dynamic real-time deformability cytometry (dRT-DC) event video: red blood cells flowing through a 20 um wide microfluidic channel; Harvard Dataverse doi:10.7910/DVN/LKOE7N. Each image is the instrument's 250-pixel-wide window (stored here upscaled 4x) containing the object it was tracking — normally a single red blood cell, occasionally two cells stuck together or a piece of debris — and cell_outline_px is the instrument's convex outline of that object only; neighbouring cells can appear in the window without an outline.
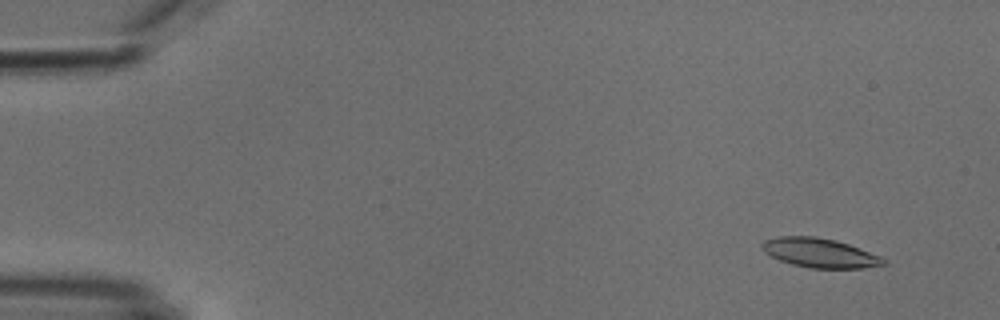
{"species": "common noctule bat (a hibernating species)", "species_latin": "Nyctalus noctula", "temperature_condition": "cold", "stored_images_in_passage": 55, "camera_frame_rate_fps": 3000, "um_per_image_px": 0.085, "animal": {"sex": "male", "body_mass_g": 18.8}, "frame": {"image": 1, "passage_image": 5, "time_ms": 1.333, "image_size_px": [1000, 320], "cell_outline_px": [[888, 264], [864, 268], [808, 268], [792, 264], [780, 260], [764, 252], [760, 244], [764, 240], [776, 236], [816, 236], [836, 240], [860, 248], [880, 256], [888, 260]], "centroid_in_image_um": [69.69, 21.49], "position_along_channel_um": 15.3, "area_um2": 20.92}}
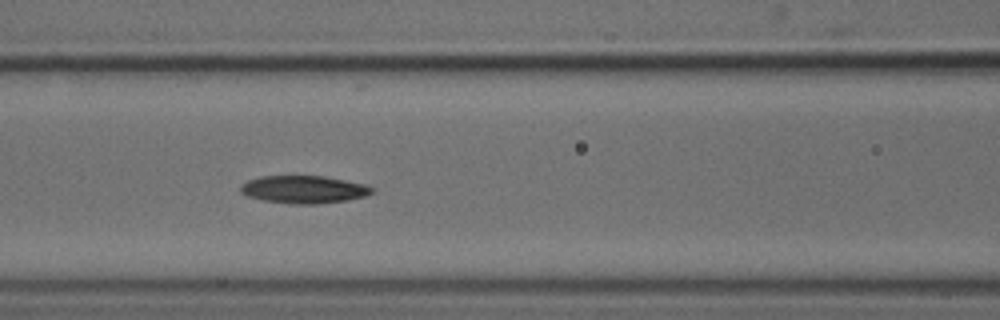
{"frame": {"image": 2, "passage_image": 24, "time_ms": 7.667, "image_size_px": [1000, 320], "cell_outline_px": [[376, 188], [372, 192], [364, 196], [348, 200], [316, 204], [292, 204], [264, 200], [248, 196], [240, 192], [240, 184], [248, 180], [260, 176], [324, 176], [368, 184]], "centroid_in_image_um": [25.85, 16.1], "position_along_channel_um": 140.8, "area_um2": 21.33}}
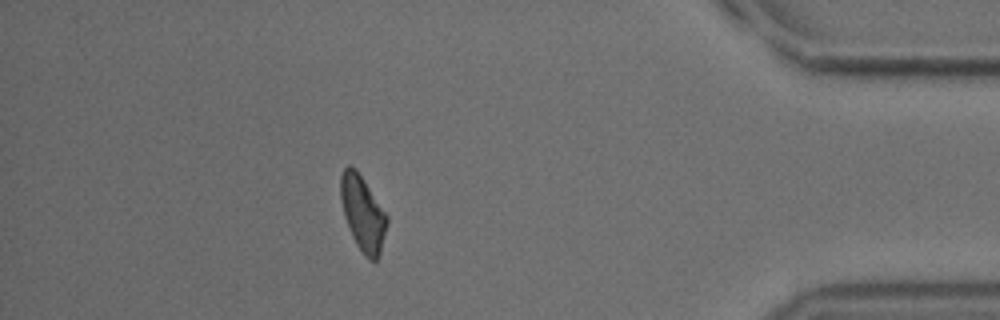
{"frame": {"image": 3, "passage_image": 48, "time_ms": 15.667, "image_size_px": [1000, 320], "cell_outline_px": [[388, 224], [380, 252], [376, 260], [368, 260], [364, 256], [356, 244], [352, 236], [344, 216], [340, 196], [340, 176], [344, 168], [348, 164], [356, 168], [388, 216]], "centroid_in_image_um": [30.83, 18.12], "position_along_channel_um": 404.4, "area_um2": 20.29}, "authors_computed_cell_mechanics": {"area_um2": 20.9236, "velocity_mm_per_s": 3.8087, "shape_relaxation_time_tau1_ms": 3.2773, "shape_relaxation_time_tau2_ms": 5.7081, "deformation_change_tau1": 0.1446, "deformation_change_tau2": 0.1424}}